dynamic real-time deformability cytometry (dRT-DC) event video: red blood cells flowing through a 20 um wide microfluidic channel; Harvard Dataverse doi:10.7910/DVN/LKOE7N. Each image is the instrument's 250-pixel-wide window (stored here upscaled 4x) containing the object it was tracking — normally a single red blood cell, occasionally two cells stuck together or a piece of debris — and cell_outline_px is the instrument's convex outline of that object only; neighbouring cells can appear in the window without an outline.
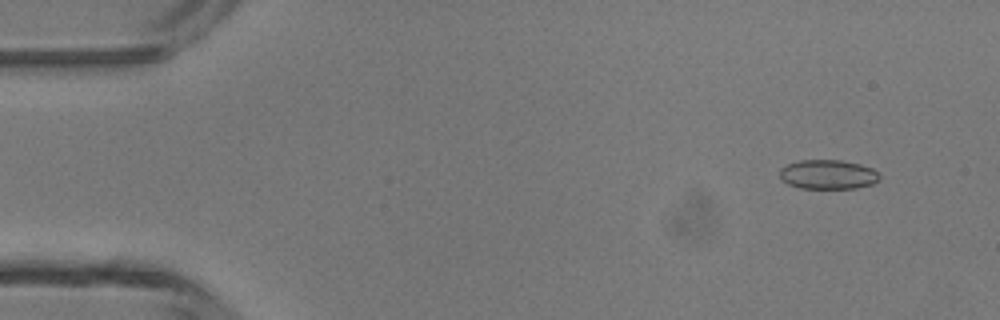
{"species": "common noctule bat (a hibernating species)", "species_latin": "Nyctalus noctula", "temperature_condition": "room temperature", "stored_images_in_passage": 47, "camera_frame_rate_fps": 3000, "um_per_image_px": 0.085, "animal": {"sex": "male", "body_mass_g": 13.3}, "frame": {"image": 1, "passage_image": 4, "time_ms": 1.0, "image_size_px": [1000, 320], "cell_outline_px": [[880, 180], [872, 184], [856, 188], [800, 188], [788, 184], [780, 176], [780, 168], [788, 164], [800, 160], [840, 160], [860, 164], [872, 168], [880, 176]], "centroid_in_image_um": [70.39, 14.83], "position_along_channel_um": 14.6, "area_um2": 16.99}}
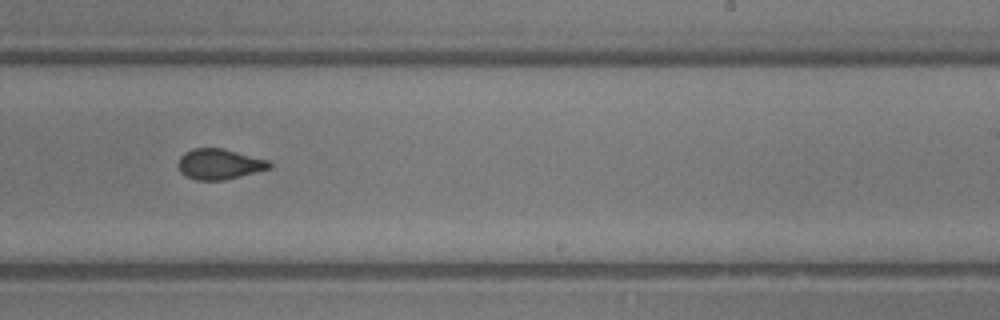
{"frame": {"image": 2, "passage_image": 29, "time_ms": 9.333, "image_size_px": [1000, 320], "cell_outline_px": [[272, 168], [224, 180], [196, 180], [184, 176], [180, 172], [180, 156], [184, 152], [192, 148], [224, 148], [268, 160], [272, 164]], "centroid_in_image_um": [18.66, 13.94], "position_along_channel_um": 270.3, "area_um2": 16.24}}
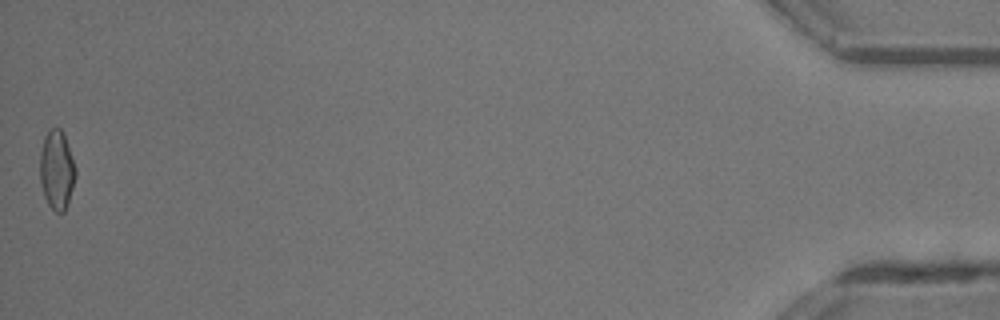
{"frame": {"image": 3, "passage_image": 47, "time_ms": 15.333, "image_size_px": [1000, 320], "cell_outline_px": [[76, 176], [68, 204], [64, 212], [56, 212], [48, 204], [44, 196], [40, 180], [40, 152], [44, 136], [52, 128], [60, 128], [64, 136], [76, 168]], "centroid_in_image_um": [4.82, 14.47], "position_along_channel_um": 430.4, "area_um2": 16.3}, "authors_computed_cell_mechanics": {"area_um2": 16.762, "velocity_mm_per_s": 4.3914, "shape_relaxation_time_tau1_ms": 8.6428, "shape_relaxation_time_tau2_ms": 1.1732, "deformation_change_tau1": 0.1551, "deformation_change_tau2": 0.0607}}